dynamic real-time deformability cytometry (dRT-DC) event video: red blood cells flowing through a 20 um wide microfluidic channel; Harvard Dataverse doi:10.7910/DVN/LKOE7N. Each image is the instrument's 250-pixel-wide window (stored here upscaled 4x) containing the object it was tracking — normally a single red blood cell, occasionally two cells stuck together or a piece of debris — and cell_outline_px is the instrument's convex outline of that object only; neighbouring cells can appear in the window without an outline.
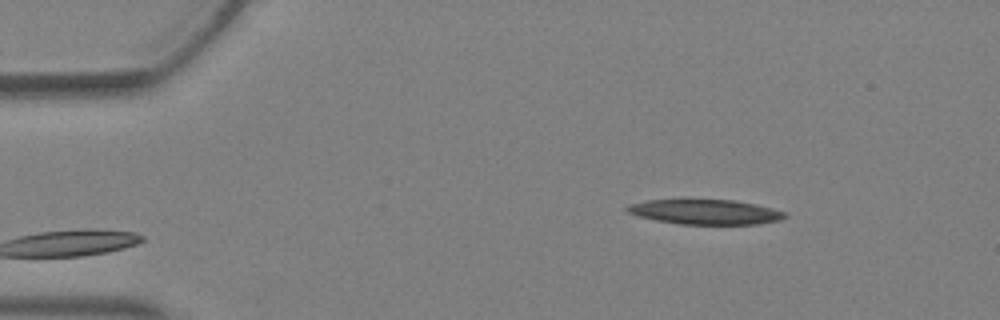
{"species": "Egyptian fruit bat (a non-hibernating species)", "species_latin": "Rousettus aegyptiacus", "temperature_condition": "warm", "stored_images_in_passage": 9, "camera_frame_rate_fps": 3000, "um_per_image_px": 0.085, "animal": {"sex": "female"}, "frame": {"image": 1, "passage_image": 1, "time_ms": 0.0, "image_size_px": [1000, 320], "cell_outline_px": [[788, 216], [780, 220], [760, 224], [680, 224], [656, 220], [640, 216], [628, 212], [624, 208], [628, 204], [648, 200], [736, 200], [756, 204], [772, 208], [784, 212]], "centroid_in_image_um": [59.97, 18.01], "position_along_channel_um": 25.0, "area_um2": 22.77}}
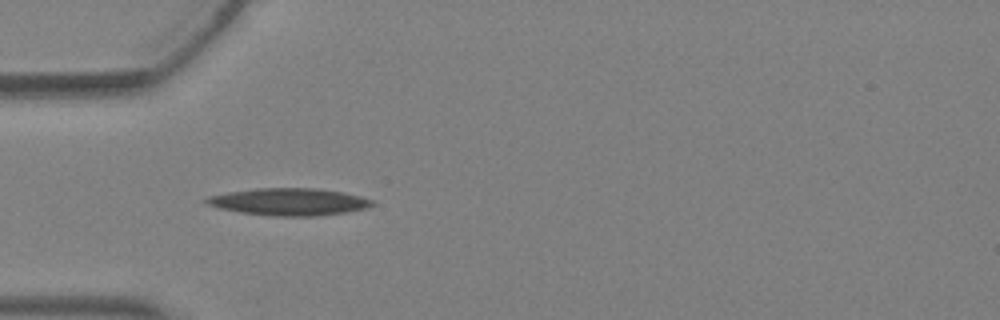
{"frame": {"image": 2, "passage_image": 7, "time_ms": 2.0, "image_size_px": [1000, 320], "cell_outline_px": [[376, 204], [368, 208], [348, 212], [316, 216], [276, 216], [240, 212], [220, 208], [208, 204], [204, 200], [208, 196], [228, 192], [256, 188], [320, 188], [344, 192], [360, 196], [372, 200]], "centroid_in_image_um": [24.63, 17.15], "position_along_channel_um": 60.4, "area_um2": 26.36}}